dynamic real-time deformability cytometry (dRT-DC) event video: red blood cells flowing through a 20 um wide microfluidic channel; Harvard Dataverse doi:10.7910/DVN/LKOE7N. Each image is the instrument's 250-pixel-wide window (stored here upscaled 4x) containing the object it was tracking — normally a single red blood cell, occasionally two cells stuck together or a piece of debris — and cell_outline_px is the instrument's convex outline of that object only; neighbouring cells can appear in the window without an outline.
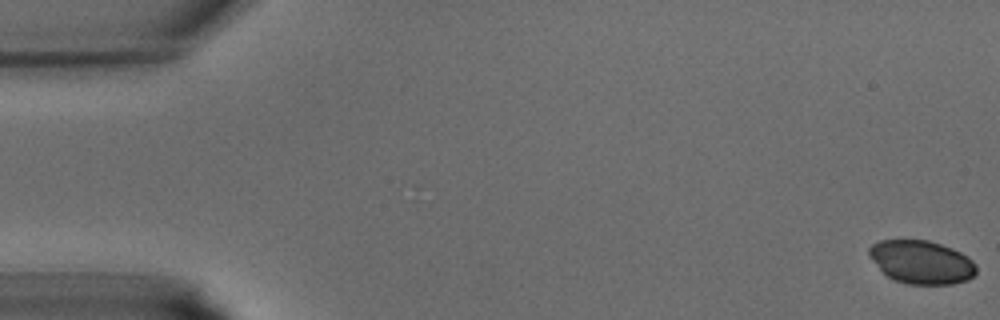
{"species": "common noctule bat (a hibernating species)", "species_latin": "Nyctalus noctula", "temperature_condition": "warm", "stored_images_in_passage": 14, "camera_frame_rate_fps": 3000, "um_per_image_px": 0.085, "animal": {"sex": "male", "body_mass_g": 15.6}, "frame": {"image": 1, "passage_image": 1, "time_ms": 0.0, "image_size_px": [1000, 320], "cell_outline_px": [[976, 272], [968, 280], [952, 284], [908, 284], [896, 280], [888, 276], [868, 256], [868, 248], [872, 244], [880, 240], [928, 240], [952, 248], [968, 256], [976, 264]], "centroid_in_image_um": [78.33, 22.27], "position_along_channel_um": 6.7, "area_um2": 26.99}}